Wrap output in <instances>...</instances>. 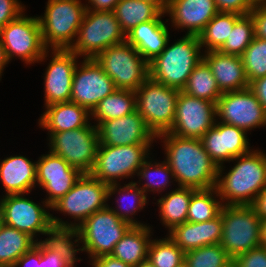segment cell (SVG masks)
I'll use <instances>...</instances> for the list:
<instances>
[{"label":"cell","mask_w":266,"mask_h":267,"mask_svg":"<svg viewBox=\"0 0 266 267\" xmlns=\"http://www.w3.org/2000/svg\"><path fill=\"white\" fill-rule=\"evenodd\" d=\"M156 139L164 144V160L171 168L178 186L196 190L216 186L218 167L200 139L182 138L169 132L158 135Z\"/></svg>","instance_id":"1"},{"label":"cell","mask_w":266,"mask_h":267,"mask_svg":"<svg viewBox=\"0 0 266 267\" xmlns=\"http://www.w3.org/2000/svg\"><path fill=\"white\" fill-rule=\"evenodd\" d=\"M263 152L252 149L235 157L231 161L237 160L236 164L228 173L223 172L224 165L218 167L215 188L223 205H252L266 187V153Z\"/></svg>","instance_id":"2"},{"label":"cell","mask_w":266,"mask_h":267,"mask_svg":"<svg viewBox=\"0 0 266 267\" xmlns=\"http://www.w3.org/2000/svg\"><path fill=\"white\" fill-rule=\"evenodd\" d=\"M198 36L184 35L166 48L149 63V77L170 88L180 91L203 59Z\"/></svg>","instance_id":"3"},{"label":"cell","mask_w":266,"mask_h":267,"mask_svg":"<svg viewBox=\"0 0 266 267\" xmlns=\"http://www.w3.org/2000/svg\"><path fill=\"white\" fill-rule=\"evenodd\" d=\"M108 186L90 173H82L71 190L51 206L52 210L70 215L74 223L51 214L52 225L78 228L93 213L107 206Z\"/></svg>","instance_id":"4"},{"label":"cell","mask_w":266,"mask_h":267,"mask_svg":"<svg viewBox=\"0 0 266 267\" xmlns=\"http://www.w3.org/2000/svg\"><path fill=\"white\" fill-rule=\"evenodd\" d=\"M46 4L44 15L38 16L44 45L50 51L69 50L76 40L86 6L81 0H48Z\"/></svg>","instance_id":"5"},{"label":"cell","mask_w":266,"mask_h":267,"mask_svg":"<svg viewBox=\"0 0 266 267\" xmlns=\"http://www.w3.org/2000/svg\"><path fill=\"white\" fill-rule=\"evenodd\" d=\"M126 41L113 11L86 10L76 40L69 49L79 57L95 58L110 46Z\"/></svg>","instance_id":"6"},{"label":"cell","mask_w":266,"mask_h":267,"mask_svg":"<svg viewBox=\"0 0 266 267\" xmlns=\"http://www.w3.org/2000/svg\"><path fill=\"white\" fill-rule=\"evenodd\" d=\"M220 245L234 260L237 256L261 245V219L251 205H223Z\"/></svg>","instance_id":"7"},{"label":"cell","mask_w":266,"mask_h":267,"mask_svg":"<svg viewBox=\"0 0 266 267\" xmlns=\"http://www.w3.org/2000/svg\"><path fill=\"white\" fill-rule=\"evenodd\" d=\"M94 59L117 89L136 91L149 78V63L126 41L108 47Z\"/></svg>","instance_id":"8"},{"label":"cell","mask_w":266,"mask_h":267,"mask_svg":"<svg viewBox=\"0 0 266 267\" xmlns=\"http://www.w3.org/2000/svg\"><path fill=\"white\" fill-rule=\"evenodd\" d=\"M24 14L0 30L1 43L9 62L18 57L27 65L41 63L49 56V50L43 42L39 18Z\"/></svg>","instance_id":"9"},{"label":"cell","mask_w":266,"mask_h":267,"mask_svg":"<svg viewBox=\"0 0 266 267\" xmlns=\"http://www.w3.org/2000/svg\"><path fill=\"white\" fill-rule=\"evenodd\" d=\"M179 93L150 77L135 91L136 111L156 137L171 129Z\"/></svg>","instance_id":"10"},{"label":"cell","mask_w":266,"mask_h":267,"mask_svg":"<svg viewBox=\"0 0 266 267\" xmlns=\"http://www.w3.org/2000/svg\"><path fill=\"white\" fill-rule=\"evenodd\" d=\"M151 145L109 146L99 144L90 174L108 185L131 178L148 159ZM149 152V153H148Z\"/></svg>","instance_id":"11"},{"label":"cell","mask_w":266,"mask_h":267,"mask_svg":"<svg viewBox=\"0 0 266 267\" xmlns=\"http://www.w3.org/2000/svg\"><path fill=\"white\" fill-rule=\"evenodd\" d=\"M131 227L108 206L96 211L78 227L84 252L91 260L111 255L116 243Z\"/></svg>","instance_id":"12"},{"label":"cell","mask_w":266,"mask_h":267,"mask_svg":"<svg viewBox=\"0 0 266 267\" xmlns=\"http://www.w3.org/2000/svg\"><path fill=\"white\" fill-rule=\"evenodd\" d=\"M49 151L62 157L70 166L81 173H90L99 148L98 131L89 123L86 127L48 133Z\"/></svg>","instance_id":"13"},{"label":"cell","mask_w":266,"mask_h":267,"mask_svg":"<svg viewBox=\"0 0 266 267\" xmlns=\"http://www.w3.org/2000/svg\"><path fill=\"white\" fill-rule=\"evenodd\" d=\"M41 203L43 206L24 194L3 195L0 198V209L4 224L25 232L38 241L37 235L43 234L52 225L49 212L51 207L45 201Z\"/></svg>","instance_id":"14"},{"label":"cell","mask_w":266,"mask_h":267,"mask_svg":"<svg viewBox=\"0 0 266 267\" xmlns=\"http://www.w3.org/2000/svg\"><path fill=\"white\" fill-rule=\"evenodd\" d=\"M217 120L236 126L246 132L266 127V112L255 94L248 87L224 92L216 103Z\"/></svg>","instance_id":"15"},{"label":"cell","mask_w":266,"mask_h":267,"mask_svg":"<svg viewBox=\"0 0 266 267\" xmlns=\"http://www.w3.org/2000/svg\"><path fill=\"white\" fill-rule=\"evenodd\" d=\"M216 120L215 103L180 91L174 123L168 132L182 138L201 139Z\"/></svg>","instance_id":"16"},{"label":"cell","mask_w":266,"mask_h":267,"mask_svg":"<svg viewBox=\"0 0 266 267\" xmlns=\"http://www.w3.org/2000/svg\"><path fill=\"white\" fill-rule=\"evenodd\" d=\"M81 63L74 70L70 101L91 113L101 100L117 88L94 58H83Z\"/></svg>","instance_id":"17"},{"label":"cell","mask_w":266,"mask_h":267,"mask_svg":"<svg viewBox=\"0 0 266 267\" xmlns=\"http://www.w3.org/2000/svg\"><path fill=\"white\" fill-rule=\"evenodd\" d=\"M37 162L36 185L47 192L43 199L51 207L71 190L82 173L62 157L48 151Z\"/></svg>","instance_id":"18"},{"label":"cell","mask_w":266,"mask_h":267,"mask_svg":"<svg viewBox=\"0 0 266 267\" xmlns=\"http://www.w3.org/2000/svg\"><path fill=\"white\" fill-rule=\"evenodd\" d=\"M44 76V107L69 102L79 56L70 50L52 49Z\"/></svg>","instance_id":"19"},{"label":"cell","mask_w":266,"mask_h":267,"mask_svg":"<svg viewBox=\"0 0 266 267\" xmlns=\"http://www.w3.org/2000/svg\"><path fill=\"white\" fill-rule=\"evenodd\" d=\"M246 134V131L236 126L216 120L215 125L200 140L212 161L220 167L226 161L230 162L252 150Z\"/></svg>","instance_id":"20"},{"label":"cell","mask_w":266,"mask_h":267,"mask_svg":"<svg viewBox=\"0 0 266 267\" xmlns=\"http://www.w3.org/2000/svg\"><path fill=\"white\" fill-rule=\"evenodd\" d=\"M96 127L102 145H152L156 139L137 111L121 118L101 122Z\"/></svg>","instance_id":"21"},{"label":"cell","mask_w":266,"mask_h":267,"mask_svg":"<svg viewBox=\"0 0 266 267\" xmlns=\"http://www.w3.org/2000/svg\"><path fill=\"white\" fill-rule=\"evenodd\" d=\"M218 13L214 0H170L165 14L175 29L188 30L186 35L198 36Z\"/></svg>","instance_id":"22"},{"label":"cell","mask_w":266,"mask_h":267,"mask_svg":"<svg viewBox=\"0 0 266 267\" xmlns=\"http://www.w3.org/2000/svg\"><path fill=\"white\" fill-rule=\"evenodd\" d=\"M222 93L243 90L249 87L241 56L226 54L219 50L203 53Z\"/></svg>","instance_id":"23"},{"label":"cell","mask_w":266,"mask_h":267,"mask_svg":"<svg viewBox=\"0 0 266 267\" xmlns=\"http://www.w3.org/2000/svg\"><path fill=\"white\" fill-rule=\"evenodd\" d=\"M223 229L222 215L200 223L185 222L167 234L185 253L197 248L218 244Z\"/></svg>","instance_id":"24"},{"label":"cell","mask_w":266,"mask_h":267,"mask_svg":"<svg viewBox=\"0 0 266 267\" xmlns=\"http://www.w3.org/2000/svg\"><path fill=\"white\" fill-rule=\"evenodd\" d=\"M37 162L23 155L4 158L0 162V179L9 194H28L36 187Z\"/></svg>","instance_id":"25"},{"label":"cell","mask_w":266,"mask_h":267,"mask_svg":"<svg viewBox=\"0 0 266 267\" xmlns=\"http://www.w3.org/2000/svg\"><path fill=\"white\" fill-rule=\"evenodd\" d=\"M163 20L140 23L126 33V42L131 44L150 63L170 41V33Z\"/></svg>","instance_id":"26"},{"label":"cell","mask_w":266,"mask_h":267,"mask_svg":"<svg viewBox=\"0 0 266 267\" xmlns=\"http://www.w3.org/2000/svg\"><path fill=\"white\" fill-rule=\"evenodd\" d=\"M90 118L91 113L86 108L69 101L46 106L38 124L48 133H57L86 127Z\"/></svg>","instance_id":"27"},{"label":"cell","mask_w":266,"mask_h":267,"mask_svg":"<svg viewBox=\"0 0 266 267\" xmlns=\"http://www.w3.org/2000/svg\"><path fill=\"white\" fill-rule=\"evenodd\" d=\"M42 235L48 237L38 242L46 250L57 253L68 267H76L75 263L80 261L81 258L78 259L75 255L79 251L84 252L82 246L78 248L82 243L78 228L51 225Z\"/></svg>","instance_id":"28"},{"label":"cell","mask_w":266,"mask_h":267,"mask_svg":"<svg viewBox=\"0 0 266 267\" xmlns=\"http://www.w3.org/2000/svg\"><path fill=\"white\" fill-rule=\"evenodd\" d=\"M151 226H132L120 239L111 256L132 267L148 259V249L151 242Z\"/></svg>","instance_id":"29"},{"label":"cell","mask_w":266,"mask_h":267,"mask_svg":"<svg viewBox=\"0 0 266 267\" xmlns=\"http://www.w3.org/2000/svg\"><path fill=\"white\" fill-rule=\"evenodd\" d=\"M113 194H118L120 199L117 198L116 203L118 204L115 207H110L109 204L107 206L122 220L129 222L132 226H144L146 224L141 223L134 219L133 216L136 215L138 211H141L145 208L147 204V197L145 192L136 184L134 181L129 182L128 184H124L121 187L120 183L110 184L107 190V199H111L110 197ZM125 199V200H124ZM128 201V202H126ZM125 204V207L124 205Z\"/></svg>","instance_id":"30"},{"label":"cell","mask_w":266,"mask_h":267,"mask_svg":"<svg viewBox=\"0 0 266 267\" xmlns=\"http://www.w3.org/2000/svg\"><path fill=\"white\" fill-rule=\"evenodd\" d=\"M196 189L180 187L163 194L157 199L160 221L171 231L175 226L187 222V214L192 194Z\"/></svg>","instance_id":"31"},{"label":"cell","mask_w":266,"mask_h":267,"mask_svg":"<svg viewBox=\"0 0 266 267\" xmlns=\"http://www.w3.org/2000/svg\"><path fill=\"white\" fill-rule=\"evenodd\" d=\"M113 12L125 34L140 23L162 20L165 15L157 5L145 0H120Z\"/></svg>","instance_id":"32"},{"label":"cell","mask_w":266,"mask_h":267,"mask_svg":"<svg viewBox=\"0 0 266 267\" xmlns=\"http://www.w3.org/2000/svg\"><path fill=\"white\" fill-rule=\"evenodd\" d=\"M136 111L135 91L116 89L101 100L91 112L95 126L111 119L121 118ZM94 117V118H92Z\"/></svg>","instance_id":"33"},{"label":"cell","mask_w":266,"mask_h":267,"mask_svg":"<svg viewBox=\"0 0 266 267\" xmlns=\"http://www.w3.org/2000/svg\"><path fill=\"white\" fill-rule=\"evenodd\" d=\"M241 16L237 13L218 12L198 35L201 48L205 47L204 52L219 50Z\"/></svg>","instance_id":"34"},{"label":"cell","mask_w":266,"mask_h":267,"mask_svg":"<svg viewBox=\"0 0 266 267\" xmlns=\"http://www.w3.org/2000/svg\"><path fill=\"white\" fill-rule=\"evenodd\" d=\"M182 91L190 96L209 100L215 104L223 94L217 85L210 67L203 59L192 70Z\"/></svg>","instance_id":"35"},{"label":"cell","mask_w":266,"mask_h":267,"mask_svg":"<svg viewBox=\"0 0 266 267\" xmlns=\"http://www.w3.org/2000/svg\"><path fill=\"white\" fill-rule=\"evenodd\" d=\"M36 243L29 234L4 224L0 231V263L13 267Z\"/></svg>","instance_id":"36"},{"label":"cell","mask_w":266,"mask_h":267,"mask_svg":"<svg viewBox=\"0 0 266 267\" xmlns=\"http://www.w3.org/2000/svg\"><path fill=\"white\" fill-rule=\"evenodd\" d=\"M152 161V158H148L139 168L136 175L140 178L139 181L135 183H139L138 186L145 192L146 196L148 192H158V194L162 192V190L164 192V189L166 190V187L171 186V183L175 181L173 172L165 160L161 163ZM143 180L146 182L141 184Z\"/></svg>","instance_id":"37"},{"label":"cell","mask_w":266,"mask_h":267,"mask_svg":"<svg viewBox=\"0 0 266 267\" xmlns=\"http://www.w3.org/2000/svg\"><path fill=\"white\" fill-rule=\"evenodd\" d=\"M222 206L223 204L215 187L196 190L189 203L187 222L200 223L212 220L220 214Z\"/></svg>","instance_id":"38"},{"label":"cell","mask_w":266,"mask_h":267,"mask_svg":"<svg viewBox=\"0 0 266 267\" xmlns=\"http://www.w3.org/2000/svg\"><path fill=\"white\" fill-rule=\"evenodd\" d=\"M148 259L155 267H178L185 262V252L167 235L151 240Z\"/></svg>","instance_id":"39"},{"label":"cell","mask_w":266,"mask_h":267,"mask_svg":"<svg viewBox=\"0 0 266 267\" xmlns=\"http://www.w3.org/2000/svg\"><path fill=\"white\" fill-rule=\"evenodd\" d=\"M254 22L250 14L242 15L234 24L223 46L219 51L241 56L254 39Z\"/></svg>","instance_id":"40"},{"label":"cell","mask_w":266,"mask_h":267,"mask_svg":"<svg viewBox=\"0 0 266 267\" xmlns=\"http://www.w3.org/2000/svg\"><path fill=\"white\" fill-rule=\"evenodd\" d=\"M185 263L188 267H232L233 260L218 243L186 252Z\"/></svg>","instance_id":"41"},{"label":"cell","mask_w":266,"mask_h":267,"mask_svg":"<svg viewBox=\"0 0 266 267\" xmlns=\"http://www.w3.org/2000/svg\"><path fill=\"white\" fill-rule=\"evenodd\" d=\"M241 58L249 84L266 76V40L254 37Z\"/></svg>","instance_id":"42"},{"label":"cell","mask_w":266,"mask_h":267,"mask_svg":"<svg viewBox=\"0 0 266 267\" xmlns=\"http://www.w3.org/2000/svg\"><path fill=\"white\" fill-rule=\"evenodd\" d=\"M13 267H68L61 257L46 250L38 241L30 250L22 255Z\"/></svg>","instance_id":"43"},{"label":"cell","mask_w":266,"mask_h":267,"mask_svg":"<svg viewBox=\"0 0 266 267\" xmlns=\"http://www.w3.org/2000/svg\"><path fill=\"white\" fill-rule=\"evenodd\" d=\"M232 267H266V247L260 245L237 256Z\"/></svg>","instance_id":"44"},{"label":"cell","mask_w":266,"mask_h":267,"mask_svg":"<svg viewBox=\"0 0 266 267\" xmlns=\"http://www.w3.org/2000/svg\"><path fill=\"white\" fill-rule=\"evenodd\" d=\"M20 0H0V30L25 12Z\"/></svg>","instance_id":"45"},{"label":"cell","mask_w":266,"mask_h":267,"mask_svg":"<svg viewBox=\"0 0 266 267\" xmlns=\"http://www.w3.org/2000/svg\"><path fill=\"white\" fill-rule=\"evenodd\" d=\"M218 12L237 13L247 15L253 6L248 0H214Z\"/></svg>","instance_id":"46"},{"label":"cell","mask_w":266,"mask_h":267,"mask_svg":"<svg viewBox=\"0 0 266 267\" xmlns=\"http://www.w3.org/2000/svg\"><path fill=\"white\" fill-rule=\"evenodd\" d=\"M249 14L254 22L255 37L266 40V5L254 6Z\"/></svg>","instance_id":"47"},{"label":"cell","mask_w":266,"mask_h":267,"mask_svg":"<svg viewBox=\"0 0 266 267\" xmlns=\"http://www.w3.org/2000/svg\"><path fill=\"white\" fill-rule=\"evenodd\" d=\"M266 112V76L255 79L249 85Z\"/></svg>","instance_id":"48"},{"label":"cell","mask_w":266,"mask_h":267,"mask_svg":"<svg viewBox=\"0 0 266 267\" xmlns=\"http://www.w3.org/2000/svg\"><path fill=\"white\" fill-rule=\"evenodd\" d=\"M90 261L92 262H89L92 267H132L111 255H103Z\"/></svg>","instance_id":"49"},{"label":"cell","mask_w":266,"mask_h":267,"mask_svg":"<svg viewBox=\"0 0 266 267\" xmlns=\"http://www.w3.org/2000/svg\"><path fill=\"white\" fill-rule=\"evenodd\" d=\"M86 10L91 11H113L120 0H87Z\"/></svg>","instance_id":"50"},{"label":"cell","mask_w":266,"mask_h":267,"mask_svg":"<svg viewBox=\"0 0 266 267\" xmlns=\"http://www.w3.org/2000/svg\"><path fill=\"white\" fill-rule=\"evenodd\" d=\"M251 206L260 219H266V187L258 194Z\"/></svg>","instance_id":"51"},{"label":"cell","mask_w":266,"mask_h":267,"mask_svg":"<svg viewBox=\"0 0 266 267\" xmlns=\"http://www.w3.org/2000/svg\"><path fill=\"white\" fill-rule=\"evenodd\" d=\"M7 64H9V61L7 59L4 47H3L1 40H0V81L2 78V73H3Z\"/></svg>","instance_id":"52"},{"label":"cell","mask_w":266,"mask_h":267,"mask_svg":"<svg viewBox=\"0 0 266 267\" xmlns=\"http://www.w3.org/2000/svg\"><path fill=\"white\" fill-rule=\"evenodd\" d=\"M260 243L266 247V219H261Z\"/></svg>","instance_id":"53"},{"label":"cell","mask_w":266,"mask_h":267,"mask_svg":"<svg viewBox=\"0 0 266 267\" xmlns=\"http://www.w3.org/2000/svg\"><path fill=\"white\" fill-rule=\"evenodd\" d=\"M157 5L164 13L167 10L170 0H145Z\"/></svg>","instance_id":"54"},{"label":"cell","mask_w":266,"mask_h":267,"mask_svg":"<svg viewBox=\"0 0 266 267\" xmlns=\"http://www.w3.org/2000/svg\"><path fill=\"white\" fill-rule=\"evenodd\" d=\"M135 267H155V266L151 263V261H150L149 259H146V260L140 262V263H139L137 266H135Z\"/></svg>","instance_id":"55"},{"label":"cell","mask_w":266,"mask_h":267,"mask_svg":"<svg viewBox=\"0 0 266 267\" xmlns=\"http://www.w3.org/2000/svg\"><path fill=\"white\" fill-rule=\"evenodd\" d=\"M248 2L254 7L258 5H266V0H248Z\"/></svg>","instance_id":"56"},{"label":"cell","mask_w":266,"mask_h":267,"mask_svg":"<svg viewBox=\"0 0 266 267\" xmlns=\"http://www.w3.org/2000/svg\"><path fill=\"white\" fill-rule=\"evenodd\" d=\"M3 226H4L3 215H2V212H1V209H0V231H1Z\"/></svg>","instance_id":"57"},{"label":"cell","mask_w":266,"mask_h":267,"mask_svg":"<svg viewBox=\"0 0 266 267\" xmlns=\"http://www.w3.org/2000/svg\"><path fill=\"white\" fill-rule=\"evenodd\" d=\"M178 267H188V265L185 263V262H183L181 265H179Z\"/></svg>","instance_id":"58"},{"label":"cell","mask_w":266,"mask_h":267,"mask_svg":"<svg viewBox=\"0 0 266 267\" xmlns=\"http://www.w3.org/2000/svg\"><path fill=\"white\" fill-rule=\"evenodd\" d=\"M0 267H12V266H9V265L1 264V263H0Z\"/></svg>","instance_id":"59"}]
</instances>
